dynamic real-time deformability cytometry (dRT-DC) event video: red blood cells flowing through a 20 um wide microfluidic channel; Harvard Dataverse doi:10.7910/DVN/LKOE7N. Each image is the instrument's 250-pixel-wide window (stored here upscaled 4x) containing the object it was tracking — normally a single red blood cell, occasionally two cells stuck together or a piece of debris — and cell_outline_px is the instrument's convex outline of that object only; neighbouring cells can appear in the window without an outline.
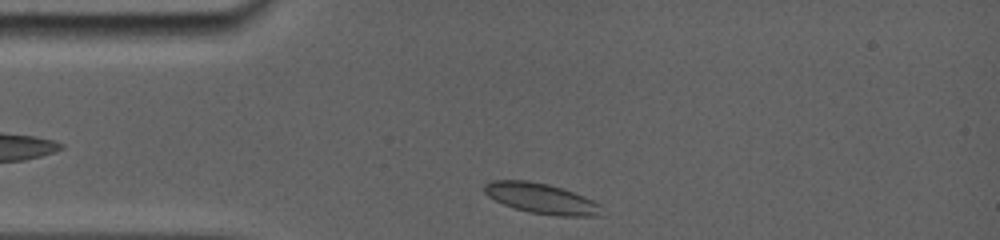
{"species": "common noctule bat (a hibernating species)", "species_latin": "Nyctalus noctula", "temperature_condition": "room temperature", "stored_images_in_passage": 13, "camera_frame_rate_fps": 5000, "um_per_image_px": 0.085, "animal": {"sex": "female", "body_mass_g": 19.0, "forearm_length_mm": 56.7}, "frame": {"image": 1, "passage_image": 1, "time_ms": 0.0, "image_size_px": [1000, 240], "cell_outline_px": [[600, 204], [596, 216], [556, 216], [528, 212], [512, 208], [488, 196], [484, 192], [484, 184], [492, 180], [528, 180], [548, 184], [584, 196]], "centroid_in_image_um": [45.94, 16.86], "position_along_channel_um": 39.1, "area_um2": 20.52}}
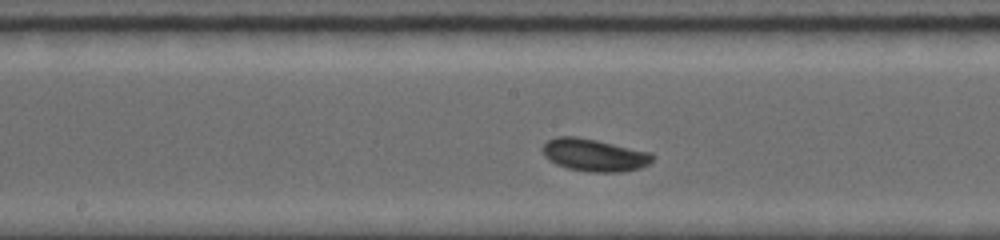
{"frame": {"image": 2, "passage_image": 7, "time_ms": 4.8, "image_size_px": [1000, 240], "cell_outline_px": [[652, 160], [648, 164], [640, 168], [620, 172], [588, 172], [568, 168], [556, 164], [548, 160], [544, 156], [544, 144], [548, 140], [560, 136], [572, 136], [596, 140], [648, 152], [652, 156]], "centroid_in_image_um": [50.48, 13.19], "position_along_channel_um": 197.7, "area_um2": 20.4}}
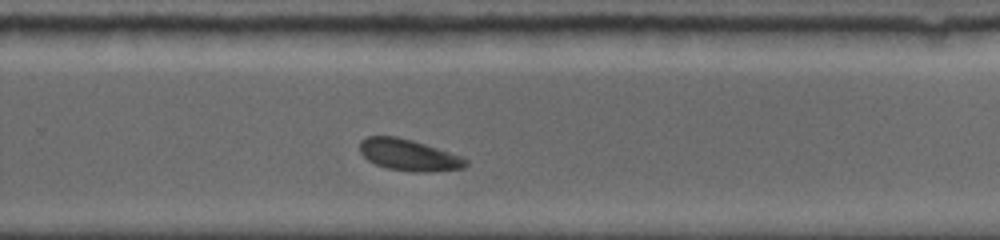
{"frame": {"image": 3, "passage_image": 13, "time_ms": 7.4, "image_size_px": [1000, 240], "cell_outline_px": [[468, 164], [464, 168], [432, 172], [412, 172], [388, 168], [376, 164], [368, 160], [360, 152], [360, 140], [368, 136], [396, 136], [412, 140], [460, 156], [468, 160]], "centroid_in_image_um": [34.74, 13.18], "position_along_channel_um": 295.1, "area_um2": 19.31}}